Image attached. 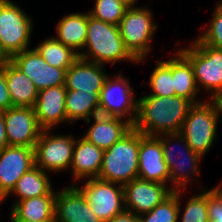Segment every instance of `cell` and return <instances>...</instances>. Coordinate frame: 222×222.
Segmentation results:
<instances>
[{"mask_svg": "<svg viewBox=\"0 0 222 222\" xmlns=\"http://www.w3.org/2000/svg\"><path fill=\"white\" fill-rule=\"evenodd\" d=\"M193 103L180 96H139L133 128L148 136L178 133Z\"/></svg>", "mask_w": 222, "mask_h": 222, "instance_id": "6da1fadb", "label": "cell"}, {"mask_svg": "<svg viewBox=\"0 0 222 222\" xmlns=\"http://www.w3.org/2000/svg\"><path fill=\"white\" fill-rule=\"evenodd\" d=\"M79 57L98 64L110 66L117 62L137 63L126 49L118 25H112L89 15L87 11V37Z\"/></svg>", "mask_w": 222, "mask_h": 222, "instance_id": "7a4b0ae2", "label": "cell"}, {"mask_svg": "<svg viewBox=\"0 0 222 222\" xmlns=\"http://www.w3.org/2000/svg\"><path fill=\"white\" fill-rule=\"evenodd\" d=\"M158 137L161 141L164 161L169 169V188L173 192L180 190L186 192L188 186H191L192 181V185L195 183V186H198L196 184L198 175L200 176V167L198 166H200L203 157L189 147L180 132L161 134ZM176 148L180 149L177 150ZM196 177L197 179L195 180Z\"/></svg>", "mask_w": 222, "mask_h": 222, "instance_id": "3957f363", "label": "cell"}, {"mask_svg": "<svg viewBox=\"0 0 222 222\" xmlns=\"http://www.w3.org/2000/svg\"><path fill=\"white\" fill-rule=\"evenodd\" d=\"M221 116L218 100L204 99L190 107L183 122L180 133L189 147L203 158L217 141Z\"/></svg>", "mask_w": 222, "mask_h": 222, "instance_id": "277c9868", "label": "cell"}, {"mask_svg": "<svg viewBox=\"0 0 222 222\" xmlns=\"http://www.w3.org/2000/svg\"><path fill=\"white\" fill-rule=\"evenodd\" d=\"M139 131L132 128L104 150L98 179L124 186L138 178Z\"/></svg>", "mask_w": 222, "mask_h": 222, "instance_id": "5b68a950", "label": "cell"}, {"mask_svg": "<svg viewBox=\"0 0 222 222\" xmlns=\"http://www.w3.org/2000/svg\"><path fill=\"white\" fill-rule=\"evenodd\" d=\"M192 65L200 90L208 99L222 97V50L203 44L197 37L188 46L177 49Z\"/></svg>", "mask_w": 222, "mask_h": 222, "instance_id": "8992f818", "label": "cell"}, {"mask_svg": "<svg viewBox=\"0 0 222 222\" xmlns=\"http://www.w3.org/2000/svg\"><path fill=\"white\" fill-rule=\"evenodd\" d=\"M153 17L150 8L134 4L126 9L118 25L124 45L137 64L146 61L153 49L151 43L158 29Z\"/></svg>", "mask_w": 222, "mask_h": 222, "instance_id": "52a82bcc", "label": "cell"}, {"mask_svg": "<svg viewBox=\"0 0 222 222\" xmlns=\"http://www.w3.org/2000/svg\"><path fill=\"white\" fill-rule=\"evenodd\" d=\"M18 4L0 0V54L5 59L31 48L33 20Z\"/></svg>", "mask_w": 222, "mask_h": 222, "instance_id": "ba28073f", "label": "cell"}, {"mask_svg": "<svg viewBox=\"0 0 222 222\" xmlns=\"http://www.w3.org/2000/svg\"><path fill=\"white\" fill-rule=\"evenodd\" d=\"M133 88L121 71L119 74L108 75L99 95V115L119 117L133 125L138 107V98H135Z\"/></svg>", "mask_w": 222, "mask_h": 222, "instance_id": "9c48e42d", "label": "cell"}, {"mask_svg": "<svg viewBox=\"0 0 222 222\" xmlns=\"http://www.w3.org/2000/svg\"><path fill=\"white\" fill-rule=\"evenodd\" d=\"M42 130L34 147L35 166L48 173H62L71 168L76 137L72 134H54Z\"/></svg>", "mask_w": 222, "mask_h": 222, "instance_id": "30bf717a", "label": "cell"}, {"mask_svg": "<svg viewBox=\"0 0 222 222\" xmlns=\"http://www.w3.org/2000/svg\"><path fill=\"white\" fill-rule=\"evenodd\" d=\"M82 183V186L79 184L77 187L102 222L110 221L115 215L125 210L122 185L98 178L83 180Z\"/></svg>", "mask_w": 222, "mask_h": 222, "instance_id": "8fae6325", "label": "cell"}, {"mask_svg": "<svg viewBox=\"0 0 222 222\" xmlns=\"http://www.w3.org/2000/svg\"><path fill=\"white\" fill-rule=\"evenodd\" d=\"M9 60L33 81L38 91L65 85L67 69L49 65L35 48L17 53Z\"/></svg>", "mask_w": 222, "mask_h": 222, "instance_id": "7c38bea8", "label": "cell"}, {"mask_svg": "<svg viewBox=\"0 0 222 222\" xmlns=\"http://www.w3.org/2000/svg\"><path fill=\"white\" fill-rule=\"evenodd\" d=\"M3 114L8 146L34 148L43 130L38 124L34 107H11Z\"/></svg>", "mask_w": 222, "mask_h": 222, "instance_id": "4fadbf2b", "label": "cell"}, {"mask_svg": "<svg viewBox=\"0 0 222 222\" xmlns=\"http://www.w3.org/2000/svg\"><path fill=\"white\" fill-rule=\"evenodd\" d=\"M35 166L34 148L6 146L0 151V196L4 199L19 178Z\"/></svg>", "mask_w": 222, "mask_h": 222, "instance_id": "5bb4252c", "label": "cell"}, {"mask_svg": "<svg viewBox=\"0 0 222 222\" xmlns=\"http://www.w3.org/2000/svg\"><path fill=\"white\" fill-rule=\"evenodd\" d=\"M123 187L125 210L138 216L151 211L173 192L166 184L140 178L133 179Z\"/></svg>", "mask_w": 222, "mask_h": 222, "instance_id": "9a60e30c", "label": "cell"}, {"mask_svg": "<svg viewBox=\"0 0 222 222\" xmlns=\"http://www.w3.org/2000/svg\"><path fill=\"white\" fill-rule=\"evenodd\" d=\"M138 178L169 186L170 174L158 136L139 132Z\"/></svg>", "mask_w": 222, "mask_h": 222, "instance_id": "2e32d148", "label": "cell"}, {"mask_svg": "<svg viewBox=\"0 0 222 222\" xmlns=\"http://www.w3.org/2000/svg\"><path fill=\"white\" fill-rule=\"evenodd\" d=\"M75 185H66L56 191V222H102L92 211L84 194Z\"/></svg>", "mask_w": 222, "mask_h": 222, "instance_id": "e0dca14e", "label": "cell"}, {"mask_svg": "<svg viewBox=\"0 0 222 222\" xmlns=\"http://www.w3.org/2000/svg\"><path fill=\"white\" fill-rule=\"evenodd\" d=\"M66 91L65 85L38 91L34 110L38 124L43 130H53L62 123L68 124L65 109Z\"/></svg>", "mask_w": 222, "mask_h": 222, "instance_id": "ac0fdd59", "label": "cell"}, {"mask_svg": "<svg viewBox=\"0 0 222 222\" xmlns=\"http://www.w3.org/2000/svg\"><path fill=\"white\" fill-rule=\"evenodd\" d=\"M104 68L105 65L90 62L79 57L66 70V89L94 92L100 95V91L109 75Z\"/></svg>", "mask_w": 222, "mask_h": 222, "instance_id": "d6986e66", "label": "cell"}, {"mask_svg": "<svg viewBox=\"0 0 222 222\" xmlns=\"http://www.w3.org/2000/svg\"><path fill=\"white\" fill-rule=\"evenodd\" d=\"M89 128L86 129L83 138L97 147L106 150L126 135L133 125L119 117L97 115L86 121Z\"/></svg>", "mask_w": 222, "mask_h": 222, "instance_id": "ffe728a7", "label": "cell"}, {"mask_svg": "<svg viewBox=\"0 0 222 222\" xmlns=\"http://www.w3.org/2000/svg\"><path fill=\"white\" fill-rule=\"evenodd\" d=\"M104 150L88 142L83 137H76L71 162L72 185L76 181L98 178Z\"/></svg>", "mask_w": 222, "mask_h": 222, "instance_id": "44dd1931", "label": "cell"}, {"mask_svg": "<svg viewBox=\"0 0 222 222\" xmlns=\"http://www.w3.org/2000/svg\"><path fill=\"white\" fill-rule=\"evenodd\" d=\"M4 72L13 107H34L38 90L33 81L9 59L4 60Z\"/></svg>", "mask_w": 222, "mask_h": 222, "instance_id": "7402d4cb", "label": "cell"}, {"mask_svg": "<svg viewBox=\"0 0 222 222\" xmlns=\"http://www.w3.org/2000/svg\"><path fill=\"white\" fill-rule=\"evenodd\" d=\"M49 173L41 168L34 166L28 172L24 173L16 182L13 190L4 198V201L11 195H14L13 206L17 201L31 197H40L45 195H56Z\"/></svg>", "mask_w": 222, "mask_h": 222, "instance_id": "603a6c76", "label": "cell"}, {"mask_svg": "<svg viewBox=\"0 0 222 222\" xmlns=\"http://www.w3.org/2000/svg\"><path fill=\"white\" fill-rule=\"evenodd\" d=\"M55 199L56 195H45L17 201L11 206L9 219L32 222L55 220Z\"/></svg>", "mask_w": 222, "mask_h": 222, "instance_id": "cb8c5ba5", "label": "cell"}, {"mask_svg": "<svg viewBox=\"0 0 222 222\" xmlns=\"http://www.w3.org/2000/svg\"><path fill=\"white\" fill-rule=\"evenodd\" d=\"M56 34L59 42L80 54L87 37V12L66 13L56 24Z\"/></svg>", "mask_w": 222, "mask_h": 222, "instance_id": "d4e9b609", "label": "cell"}, {"mask_svg": "<svg viewBox=\"0 0 222 222\" xmlns=\"http://www.w3.org/2000/svg\"><path fill=\"white\" fill-rule=\"evenodd\" d=\"M172 78L177 96L184 97L193 104L204 101L201 97L198 99L200 90L194 78L192 65L176 49L172 56Z\"/></svg>", "mask_w": 222, "mask_h": 222, "instance_id": "484cf974", "label": "cell"}, {"mask_svg": "<svg viewBox=\"0 0 222 222\" xmlns=\"http://www.w3.org/2000/svg\"><path fill=\"white\" fill-rule=\"evenodd\" d=\"M65 109L68 124L74 125L78 120L88 121L99 115V94L94 92H81L80 90H67Z\"/></svg>", "mask_w": 222, "mask_h": 222, "instance_id": "4316f807", "label": "cell"}, {"mask_svg": "<svg viewBox=\"0 0 222 222\" xmlns=\"http://www.w3.org/2000/svg\"><path fill=\"white\" fill-rule=\"evenodd\" d=\"M34 48L49 65L57 68L68 69L79 58V54L54 36L46 38Z\"/></svg>", "mask_w": 222, "mask_h": 222, "instance_id": "83f0119b", "label": "cell"}, {"mask_svg": "<svg viewBox=\"0 0 222 222\" xmlns=\"http://www.w3.org/2000/svg\"><path fill=\"white\" fill-rule=\"evenodd\" d=\"M202 187L203 186L200 185V187H198L201 189L198 190L200 192L186 199L187 201L184 204V208L181 206V200L185 194L183 193L184 190L178 191V219H180L178 222H209L206 189Z\"/></svg>", "mask_w": 222, "mask_h": 222, "instance_id": "f1b7e54d", "label": "cell"}, {"mask_svg": "<svg viewBox=\"0 0 222 222\" xmlns=\"http://www.w3.org/2000/svg\"><path fill=\"white\" fill-rule=\"evenodd\" d=\"M156 62L147 83L151 92L148 94L146 92L145 95L175 96L176 91L172 78V57Z\"/></svg>", "mask_w": 222, "mask_h": 222, "instance_id": "f546056e", "label": "cell"}, {"mask_svg": "<svg viewBox=\"0 0 222 222\" xmlns=\"http://www.w3.org/2000/svg\"><path fill=\"white\" fill-rule=\"evenodd\" d=\"M178 191L172 192L151 211L138 216V222H178Z\"/></svg>", "mask_w": 222, "mask_h": 222, "instance_id": "4dcf8cb0", "label": "cell"}, {"mask_svg": "<svg viewBox=\"0 0 222 222\" xmlns=\"http://www.w3.org/2000/svg\"><path fill=\"white\" fill-rule=\"evenodd\" d=\"M129 5L124 0H94L89 15L112 25H119Z\"/></svg>", "mask_w": 222, "mask_h": 222, "instance_id": "1f68e13d", "label": "cell"}, {"mask_svg": "<svg viewBox=\"0 0 222 222\" xmlns=\"http://www.w3.org/2000/svg\"><path fill=\"white\" fill-rule=\"evenodd\" d=\"M212 19L209 20V25L206 27L201 35L197 38L205 45L222 50V0L218 1L214 6Z\"/></svg>", "mask_w": 222, "mask_h": 222, "instance_id": "d6a6232c", "label": "cell"}, {"mask_svg": "<svg viewBox=\"0 0 222 222\" xmlns=\"http://www.w3.org/2000/svg\"><path fill=\"white\" fill-rule=\"evenodd\" d=\"M209 222H222V183L206 189Z\"/></svg>", "mask_w": 222, "mask_h": 222, "instance_id": "836d02e7", "label": "cell"}, {"mask_svg": "<svg viewBox=\"0 0 222 222\" xmlns=\"http://www.w3.org/2000/svg\"><path fill=\"white\" fill-rule=\"evenodd\" d=\"M13 107L11 97L6 84L4 72V60L0 63V111Z\"/></svg>", "mask_w": 222, "mask_h": 222, "instance_id": "e575fe53", "label": "cell"}, {"mask_svg": "<svg viewBox=\"0 0 222 222\" xmlns=\"http://www.w3.org/2000/svg\"><path fill=\"white\" fill-rule=\"evenodd\" d=\"M107 222H138V215H135L132 211L124 210Z\"/></svg>", "mask_w": 222, "mask_h": 222, "instance_id": "d590c367", "label": "cell"}, {"mask_svg": "<svg viewBox=\"0 0 222 222\" xmlns=\"http://www.w3.org/2000/svg\"><path fill=\"white\" fill-rule=\"evenodd\" d=\"M8 146L7 135L5 130L4 114L0 111V151Z\"/></svg>", "mask_w": 222, "mask_h": 222, "instance_id": "8d00e7d4", "label": "cell"}, {"mask_svg": "<svg viewBox=\"0 0 222 222\" xmlns=\"http://www.w3.org/2000/svg\"><path fill=\"white\" fill-rule=\"evenodd\" d=\"M10 222H32V221L23 220V219H10ZM44 222H56V220L44 221Z\"/></svg>", "mask_w": 222, "mask_h": 222, "instance_id": "74e56055", "label": "cell"}, {"mask_svg": "<svg viewBox=\"0 0 222 222\" xmlns=\"http://www.w3.org/2000/svg\"><path fill=\"white\" fill-rule=\"evenodd\" d=\"M129 6L136 4L138 0H124Z\"/></svg>", "mask_w": 222, "mask_h": 222, "instance_id": "f35d334b", "label": "cell"}, {"mask_svg": "<svg viewBox=\"0 0 222 222\" xmlns=\"http://www.w3.org/2000/svg\"><path fill=\"white\" fill-rule=\"evenodd\" d=\"M218 100V103H219V106H220V109H221V112H222V97L217 99Z\"/></svg>", "mask_w": 222, "mask_h": 222, "instance_id": "ab89813d", "label": "cell"}, {"mask_svg": "<svg viewBox=\"0 0 222 222\" xmlns=\"http://www.w3.org/2000/svg\"><path fill=\"white\" fill-rule=\"evenodd\" d=\"M5 60V58L0 54V63Z\"/></svg>", "mask_w": 222, "mask_h": 222, "instance_id": "60d3db41", "label": "cell"}, {"mask_svg": "<svg viewBox=\"0 0 222 222\" xmlns=\"http://www.w3.org/2000/svg\"><path fill=\"white\" fill-rule=\"evenodd\" d=\"M4 202V199L0 196V205Z\"/></svg>", "mask_w": 222, "mask_h": 222, "instance_id": "b9f144b4", "label": "cell"}]
</instances>
